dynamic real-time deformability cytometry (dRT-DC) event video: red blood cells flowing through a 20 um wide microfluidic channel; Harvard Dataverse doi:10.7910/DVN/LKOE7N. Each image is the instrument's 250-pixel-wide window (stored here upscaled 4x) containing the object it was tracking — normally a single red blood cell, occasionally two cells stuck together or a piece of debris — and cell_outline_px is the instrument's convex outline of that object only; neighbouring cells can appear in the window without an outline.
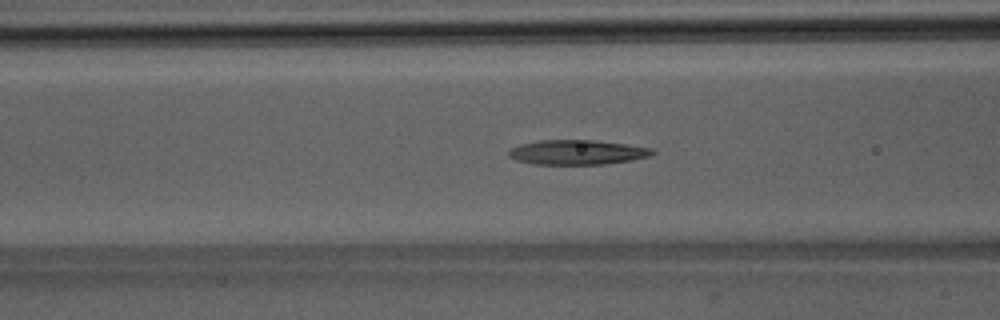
{"species": "Egyptian fruit bat (a non-hibernating species)", "species_latin": "Rousettus aegyptiacus", "temperature_condition": "room temperature", "stored_images_in_passage": 52, "camera_frame_rate_fps": 3000, "um_per_image_px": 0.085, "animal": {"sex": "male"}, "frame": {"image": 1, "passage_image": 21, "time_ms": 6.667, "image_size_px": [1000, 320], "cell_outline_px": [[656, 152], [652, 156], [632, 160], [604, 164], [532, 164], [516, 160], [508, 156], [508, 152], [512, 148], [520, 144], [540, 140], [596, 140], [652, 148]], "centroid_in_image_um": [49.08, 12.94], "position_along_channel_um": 117.5, "area_um2": 20.69}}
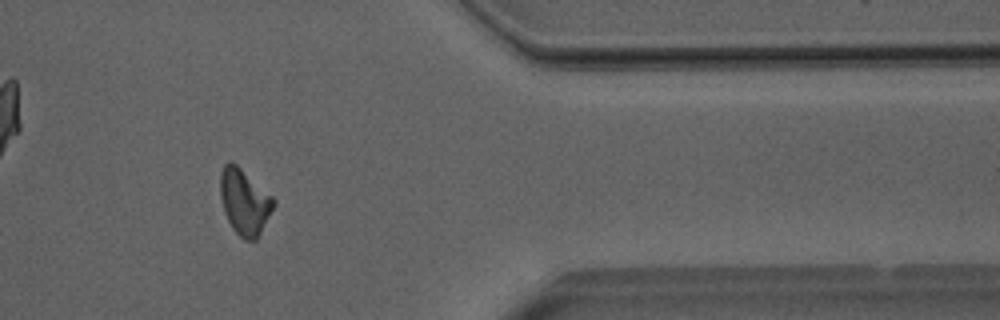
{"frame": {"image": 2, "passage_image": 43, "time_ms": 14.0, "image_size_px": [1000, 320], "cell_outline_px": [[276, 204], [256, 240], [244, 240], [232, 228], [224, 212], [220, 196], [220, 172], [224, 164], [228, 160], [232, 160], [272, 196], [276, 200]], "centroid_in_image_um": [20.77, 17.13], "position_along_channel_um": 390.6, "area_um2": 20.46}}
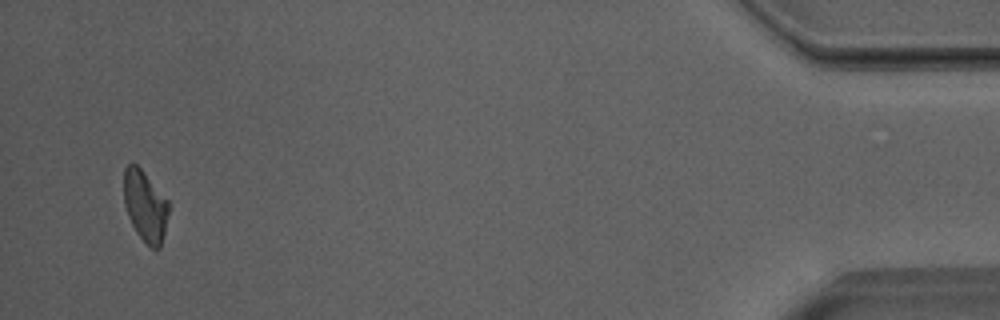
{"frame": {"image": 3, "passage_image": 50, "time_ms": 16.333, "image_size_px": [1000, 320], "cell_outline_px": [[168, 212], [164, 232], [160, 248], [152, 248], [136, 232], [128, 216], [124, 204], [124, 168], [128, 164], [136, 164], [140, 168], [168, 200]], "centroid_in_image_um": [12.32, 17.49], "position_along_channel_um": 422.9, "area_um2": 18.15}, "authors_computed_cell_mechanics": {"area_um2": 20.5479, "velocity_mm_per_s": 4.0016, "shape_relaxation_time_tau1_ms": 8.7378, "shape_relaxation_time_tau2_ms": 8.6659, "deformation_change_tau1": 0.2407, "deformation_change_tau2": 0.2152}}